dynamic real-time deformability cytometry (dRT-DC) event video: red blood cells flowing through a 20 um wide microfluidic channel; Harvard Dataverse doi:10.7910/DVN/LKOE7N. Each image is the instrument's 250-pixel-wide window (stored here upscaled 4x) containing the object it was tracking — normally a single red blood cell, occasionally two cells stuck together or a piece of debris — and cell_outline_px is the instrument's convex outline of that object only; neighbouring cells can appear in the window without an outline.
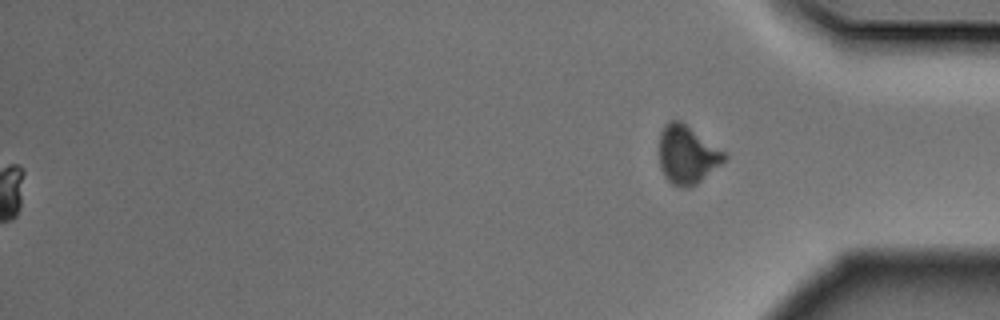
{"species": "Egyptian fruit bat (a non-hibernating species)", "species_latin": "Rousettus aegyptiacus", "temperature_condition": "cold", "stored_images_in_passage": 38, "segment_of_instrument_passage": [2, 2], "camera_frame_rate_fps": 3000, "um_per_image_px": 0.085, "animal": {"sex": "male"}, "frame": {"image": 1, "passage_image": 38, "time_ms": 12.333, "image_size_px": [1000, 320], "cell_outline_px": [[728, 156], [720, 164], [696, 184], [688, 188], [680, 188], [672, 184], [664, 176], [660, 168], [660, 132], [664, 124], [668, 120], [680, 120], [724, 152]], "centroid_in_image_um": [58.37, 13.15], "position_along_channel_um": 376.8, "area_um2": 21.85}}